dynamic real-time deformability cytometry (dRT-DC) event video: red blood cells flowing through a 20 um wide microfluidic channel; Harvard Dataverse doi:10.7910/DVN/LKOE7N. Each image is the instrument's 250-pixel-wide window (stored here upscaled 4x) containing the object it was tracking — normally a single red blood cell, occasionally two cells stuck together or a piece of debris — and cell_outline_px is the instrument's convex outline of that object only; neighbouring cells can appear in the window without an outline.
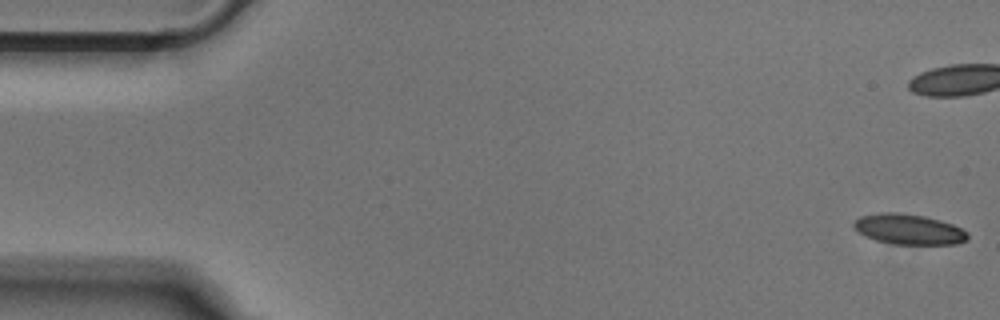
{"species": "Egyptian fruit bat (a non-hibernating species)", "species_latin": "Rousettus aegyptiacus", "temperature_condition": "cold", "stored_images_in_passage": 52, "camera_frame_rate_fps": 3000, "um_per_image_px": 0.085, "animal": {"sex": "male"}, "frame": {"image": 1, "passage_image": 1, "time_ms": 0.0, "image_size_px": [1000, 320], "cell_outline_px": [[968, 240], [956, 244], [892, 244], [876, 240], [860, 232], [852, 224], [860, 216], [880, 212], [900, 212], [924, 216], [940, 220], [952, 224], [968, 232]], "centroid_in_image_um": [77.27, 19.48], "position_along_channel_um": 7.7, "area_um2": 20.06}}